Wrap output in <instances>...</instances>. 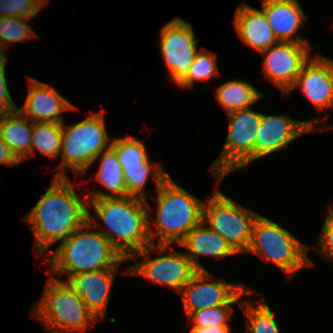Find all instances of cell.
<instances>
[{
    "instance_id": "6da1fadb",
    "label": "cell",
    "mask_w": 333,
    "mask_h": 333,
    "mask_svg": "<svg viewBox=\"0 0 333 333\" xmlns=\"http://www.w3.org/2000/svg\"><path fill=\"white\" fill-rule=\"evenodd\" d=\"M80 195L69 178L53 177L50 187L25 216L23 220L32 230L33 253L37 258L54 243L68 238L88 220L87 194L80 192Z\"/></svg>"
},
{
    "instance_id": "7a4b0ae2",
    "label": "cell",
    "mask_w": 333,
    "mask_h": 333,
    "mask_svg": "<svg viewBox=\"0 0 333 333\" xmlns=\"http://www.w3.org/2000/svg\"><path fill=\"white\" fill-rule=\"evenodd\" d=\"M88 221L111 242L119 254L128 260L134 253L151 245L148 231L150 204L147 200L126 196L115 198H88ZM92 216L94 218H92ZM100 219L108 229L101 230L95 223Z\"/></svg>"
},
{
    "instance_id": "3957f363",
    "label": "cell",
    "mask_w": 333,
    "mask_h": 333,
    "mask_svg": "<svg viewBox=\"0 0 333 333\" xmlns=\"http://www.w3.org/2000/svg\"><path fill=\"white\" fill-rule=\"evenodd\" d=\"M87 220L47 257L49 270L58 275L94 272L120 266L127 261L111 242ZM91 230V231H90Z\"/></svg>"
},
{
    "instance_id": "277c9868",
    "label": "cell",
    "mask_w": 333,
    "mask_h": 333,
    "mask_svg": "<svg viewBox=\"0 0 333 333\" xmlns=\"http://www.w3.org/2000/svg\"><path fill=\"white\" fill-rule=\"evenodd\" d=\"M156 217H148L151 244H179L202 221L204 202L178 185L169 175L156 189ZM155 226L152 229V226Z\"/></svg>"
},
{
    "instance_id": "5b68a950",
    "label": "cell",
    "mask_w": 333,
    "mask_h": 333,
    "mask_svg": "<svg viewBox=\"0 0 333 333\" xmlns=\"http://www.w3.org/2000/svg\"><path fill=\"white\" fill-rule=\"evenodd\" d=\"M40 301L34 304V318L49 332L84 333L99 320L89 310L81 296L70 290L58 277L50 276Z\"/></svg>"
},
{
    "instance_id": "8992f818",
    "label": "cell",
    "mask_w": 333,
    "mask_h": 333,
    "mask_svg": "<svg viewBox=\"0 0 333 333\" xmlns=\"http://www.w3.org/2000/svg\"><path fill=\"white\" fill-rule=\"evenodd\" d=\"M102 110L71 126L62 123V159L53 177L68 178L66 168L78 175L85 174L94 164V159L111 147L104 119L105 110Z\"/></svg>"
},
{
    "instance_id": "52a82bcc",
    "label": "cell",
    "mask_w": 333,
    "mask_h": 333,
    "mask_svg": "<svg viewBox=\"0 0 333 333\" xmlns=\"http://www.w3.org/2000/svg\"><path fill=\"white\" fill-rule=\"evenodd\" d=\"M309 248L286 228L259 214L254 221L246 252L256 254L265 262H273L292 278L291 275L304 267L314 265L307 255Z\"/></svg>"
},
{
    "instance_id": "ba28073f",
    "label": "cell",
    "mask_w": 333,
    "mask_h": 333,
    "mask_svg": "<svg viewBox=\"0 0 333 333\" xmlns=\"http://www.w3.org/2000/svg\"><path fill=\"white\" fill-rule=\"evenodd\" d=\"M262 113L251 108L227 114L228 132L224 147L209 167L217 183L236 169H244L254 162V146Z\"/></svg>"
},
{
    "instance_id": "9c48e42d",
    "label": "cell",
    "mask_w": 333,
    "mask_h": 333,
    "mask_svg": "<svg viewBox=\"0 0 333 333\" xmlns=\"http://www.w3.org/2000/svg\"><path fill=\"white\" fill-rule=\"evenodd\" d=\"M211 195L203 204L202 220L221 235L237 254L245 253L259 213L241 206L216 188Z\"/></svg>"
},
{
    "instance_id": "30bf717a",
    "label": "cell",
    "mask_w": 333,
    "mask_h": 333,
    "mask_svg": "<svg viewBox=\"0 0 333 333\" xmlns=\"http://www.w3.org/2000/svg\"><path fill=\"white\" fill-rule=\"evenodd\" d=\"M170 246L172 245L154 243L134 253L127 261H135L138 256L145 260L129 265L123 274L142 276L149 282L166 285L178 293L198 270L185 252L171 250L164 255ZM155 251L158 256L152 259L151 252Z\"/></svg>"
},
{
    "instance_id": "8fae6325",
    "label": "cell",
    "mask_w": 333,
    "mask_h": 333,
    "mask_svg": "<svg viewBox=\"0 0 333 333\" xmlns=\"http://www.w3.org/2000/svg\"><path fill=\"white\" fill-rule=\"evenodd\" d=\"M215 278L208 270H198L178 292L183 302L186 317L200 309L220 305L242 304V297L254 294L245 283H227Z\"/></svg>"
},
{
    "instance_id": "7c38bea8",
    "label": "cell",
    "mask_w": 333,
    "mask_h": 333,
    "mask_svg": "<svg viewBox=\"0 0 333 333\" xmlns=\"http://www.w3.org/2000/svg\"><path fill=\"white\" fill-rule=\"evenodd\" d=\"M328 117H331L330 114L301 121L291 118L289 114L276 116L262 113L261 124L258 128L259 133L254 146V161L287 148L288 144L307 132L320 131V129L328 131L333 128V125L330 128L327 126L326 119Z\"/></svg>"
},
{
    "instance_id": "4fadbf2b",
    "label": "cell",
    "mask_w": 333,
    "mask_h": 333,
    "mask_svg": "<svg viewBox=\"0 0 333 333\" xmlns=\"http://www.w3.org/2000/svg\"><path fill=\"white\" fill-rule=\"evenodd\" d=\"M160 55L162 56L171 80L177 84L188 72L199 51L193 27L190 23L174 17L162 26L160 32Z\"/></svg>"
},
{
    "instance_id": "5bb4252c",
    "label": "cell",
    "mask_w": 333,
    "mask_h": 333,
    "mask_svg": "<svg viewBox=\"0 0 333 333\" xmlns=\"http://www.w3.org/2000/svg\"><path fill=\"white\" fill-rule=\"evenodd\" d=\"M310 44L278 41L261 51L264 57L262 70L265 79L271 81L283 95L294 85L303 65L311 57Z\"/></svg>"
},
{
    "instance_id": "9a60e30c",
    "label": "cell",
    "mask_w": 333,
    "mask_h": 333,
    "mask_svg": "<svg viewBox=\"0 0 333 333\" xmlns=\"http://www.w3.org/2000/svg\"><path fill=\"white\" fill-rule=\"evenodd\" d=\"M300 88L316 110L333 108V59L316 54L303 65L294 85L286 93Z\"/></svg>"
},
{
    "instance_id": "2e32d148",
    "label": "cell",
    "mask_w": 333,
    "mask_h": 333,
    "mask_svg": "<svg viewBox=\"0 0 333 333\" xmlns=\"http://www.w3.org/2000/svg\"><path fill=\"white\" fill-rule=\"evenodd\" d=\"M26 100L17 109L32 122L63 123L62 113L77 110L53 86L33 77H28Z\"/></svg>"
},
{
    "instance_id": "e0dca14e",
    "label": "cell",
    "mask_w": 333,
    "mask_h": 333,
    "mask_svg": "<svg viewBox=\"0 0 333 333\" xmlns=\"http://www.w3.org/2000/svg\"><path fill=\"white\" fill-rule=\"evenodd\" d=\"M118 267L67 275V280L61 281L70 290L78 293L89 310L99 321H102L106 317Z\"/></svg>"
},
{
    "instance_id": "ac0fdd59",
    "label": "cell",
    "mask_w": 333,
    "mask_h": 333,
    "mask_svg": "<svg viewBox=\"0 0 333 333\" xmlns=\"http://www.w3.org/2000/svg\"><path fill=\"white\" fill-rule=\"evenodd\" d=\"M261 4L278 41L309 44L298 32L307 15L297 0H261Z\"/></svg>"
},
{
    "instance_id": "d6986e66",
    "label": "cell",
    "mask_w": 333,
    "mask_h": 333,
    "mask_svg": "<svg viewBox=\"0 0 333 333\" xmlns=\"http://www.w3.org/2000/svg\"><path fill=\"white\" fill-rule=\"evenodd\" d=\"M238 37L249 47L261 52L278 40L263 10L246 3L237 7L233 20Z\"/></svg>"
},
{
    "instance_id": "ffe728a7",
    "label": "cell",
    "mask_w": 333,
    "mask_h": 333,
    "mask_svg": "<svg viewBox=\"0 0 333 333\" xmlns=\"http://www.w3.org/2000/svg\"><path fill=\"white\" fill-rule=\"evenodd\" d=\"M205 225L202 220L178 244L188 249L185 253L197 270H206L198 260L201 256L220 259L237 254L221 235Z\"/></svg>"
},
{
    "instance_id": "44dd1931",
    "label": "cell",
    "mask_w": 333,
    "mask_h": 333,
    "mask_svg": "<svg viewBox=\"0 0 333 333\" xmlns=\"http://www.w3.org/2000/svg\"><path fill=\"white\" fill-rule=\"evenodd\" d=\"M99 160V167L96 172L95 179L104 187L106 192L102 190L88 191L85 189L87 198H115L126 197L127 187L124 180L122 167L118 161L116 153L111 149H107L100 153L94 162Z\"/></svg>"
},
{
    "instance_id": "7402d4cb",
    "label": "cell",
    "mask_w": 333,
    "mask_h": 333,
    "mask_svg": "<svg viewBox=\"0 0 333 333\" xmlns=\"http://www.w3.org/2000/svg\"><path fill=\"white\" fill-rule=\"evenodd\" d=\"M33 122L18 109L0 114V136L17 158L30 159Z\"/></svg>"
},
{
    "instance_id": "603a6c76",
    "label": "cell",
    "mask_w": 333,
    "mask_h": 333,
    "mask_svg": "<svg viewBox=\"0 0 333 333\" xmlns=\"http://www.w3.org/2000/svg\"><path fill=\"white\" fill-rule=\"evenodd\" d=\"M215 94L218 104L224 108L226 115L250 108L263 96L251 83L237 79L219 85Z\"/></svg>"
},
{
    "instance_id": "cb8c5ba5",
    "label": "cell",
    "mask_w": 333,
    "mask_h": 333,
    "mask_svg": "<svg viewBox=\"0 0 333 333\" xmlns=\"http://www.w3.org/2000/svg\"><path fill=\"white\" fill-rule=\"evenodd\" d=\"M62 123L33 122L30 158L39 151L44 156L57 159L61 154Z\"/></svg>"
},
{
    "instance_id": "d4e9b609",
    "label": "cell",
    "mask_w": 333,
    "mask_h": 333,
    "mask_svg": "<svg viewBox=\"0 0 333 333\" xmlns=\"http://www.w3.org/2000/svg\"><path fill=\"white\" fill-rule=\"evenodd\" d=\"M110 148L116 153L122 168L163 167L161 163L154 164L144 143L131 135L113 139Z\"/></svg>"
},
{
    "instance_id": "484cf974",
    "label": "cell",
    "mask_w": 333,
    "mask_h": 333,
    "mask_svg": "<svg viewBox=\"0 0 333 333\" xmlns=\"http://www.w3.org/2000/svg\"><path fill=\"white\" fill-rule=\"evenodd\" d=\"M257 302L253 304L246 298L239 306L246 319L245 333H281L269 305L264 299Z\"/></svg>"
},
{
    "instance_id": "4316f807",
    "label": "cell",
    "mask_w": 333,
    "mask_h": 333,
    "mask_svg": "<svg viewBox=\"0 0 333 333\" xmlns=\"http://www.w3.org/2000/svg\"><path fill=\"white\" fill-rule=\"evenodd\" d=\"M127 187V196L147 200L146 182L152 174L156 188L168 176L163 167L122 168Z\"/></svg>"
},
{
    "instance_id": "83f0119b",
    "label": "cell",
    "mask_w": 333,
    "mask_h": 333,
    "mask_svg": "<svg viewBox=\"0 0 333 333\" xmlns=\"http://www.w3.org/2000/svg\"><path fill=\"white\" fill-rule=\"evenodd\" d=\"M216 57L215 53L201 48V51L196 53L187 74L176 85L180 88L192 89L195 81L207 82L211 80L219 73Z\"/></svg>"
},
{
    "instance_id": "f1b7e54d",
    "label": "cell",
    "mask_w": 333,
    "mask_h": 333,
    "mask_svg": "<svg viewBox=\"0 0 333 333\" xmlns=\"http://www.w3.org/2000/svg\"><path fill=\"white\" fill-rule=\"evenodd\" d=\"M30 19L22 17L0 18V43L6 51L9 45L38 37V34L27 22Z\"/></svg>"
},
{
    "instance_id": "f546056e",
    "label": "cell",
    "mask_w": 333,
    "mask_h": 333,
    "mask_svg": "<svg viewBox=\"0 0 333 333\" xmlns=\"http://www.w3.org/2000/svg\"><path fill=\"white\" fill-rule=\"evenodd\" d=\"M233 312V305H220L210 308L200 309L192 312L187 317L186 324H191L190 328H205L212 326H230L229 319Z\"/></svg>"
},
{
    "instance_id": "4dcf8cb0",
    "label": "cell",
    "mask_w": 333,
    "mask_h": 333,
    "mask_svg": "<svg viewBox=\"0 0 333 333\" xmlns=\"http://www.w3.org/2000/svg\"><path fill=\"white\" fill-rule=\"evenodd\" d=\"M49 0H0L1 17L33 19Z\"/></svg>"
},
{
    "instance_id": "1f68e13d",
    "label": "cell",
    "mask_w": 333,
    "mask_h": 333,
    "mask_svg": "<svg viewBox=\"0 0 333 333\" xmlns=\"http://www.w3.org/2000/svg\"><path fill=\"white\" fill-rule=\"evenodd\" d=\"M329 211L324 217L318 244L313 249L329 262L333 261V203L329 205Z\"/></svg>"
},
{
    "instance_id": "d6a6232c",
    "label": "cell",
    "mask_w": 333,
    "mask_h": 333,
    "mask_svg": "<svg viewBox=\"0 0 333 333\" xmlns=\"http://www.w3.org/2000/svg\"><path fill=\"white\" fill-rule=\"evenodd\" d=\"M6 62L0 64V114L12 112L17 109L14 103L6 79Z\"/></svg>"
},
{
    "instance_id": "836d02e7",
    "label": "cell",
    "mask_w": 333,
    "mask_h": 333,
    "mask_svg": "<svg viewBox=\"0 0 333 333\" xmlns=\"http://www.w3.org/2000/svg\"><path fill=\"white\" fill-rule=\"evenodd\" d=\"M19 163H21V161L0 136V164L13 167L14 165L17 166Z\"/></svg>"
},
{
    "instance_id": "e575fe53",
    "label": "cell",
    "mask_w": 333,
    "mask_h": 333,
    "mask_svg": "<svg viewBox=\"0 0 333 333\" xmlns=\"http://www.w3.org/2000/svg\"><path fill=\"white\" fill-rule=\"evenodd\" d=\"M189 333H231L230 326H212L205 328H190Z\"/></svg>"
},
{
    "instance_id": "d590c367",
    "label": "cell",
    "mask_w": 333,
    "mask_h": 333,
    "mask_svg": "<svg viewBox=\"0 0 333 333\" xmlns=\"http://www.w3.org/2000/svg\"><path fill=\"white\" fill-rule=\"evenodd\" d=\"M4 52H5V50L2 48V45L0 43V60H7L8 57L6 56V54Z\"/></svg>"
},
{
    "instance_id": "8d00e7d4",
    "label": "cell",
    "mask_w": 333,
    "mask_h": 333,
    "mask_svg": "<svg viewBox=\"0 0 333 333\" xmlns=\"http://www.w3.org/2000/svg\"><path fill=\"white\" fill-rule=\"evenodd\" d=\"M7 60H0V64L3 63V62H6Z\"/></svg>"
}]
</instances>
